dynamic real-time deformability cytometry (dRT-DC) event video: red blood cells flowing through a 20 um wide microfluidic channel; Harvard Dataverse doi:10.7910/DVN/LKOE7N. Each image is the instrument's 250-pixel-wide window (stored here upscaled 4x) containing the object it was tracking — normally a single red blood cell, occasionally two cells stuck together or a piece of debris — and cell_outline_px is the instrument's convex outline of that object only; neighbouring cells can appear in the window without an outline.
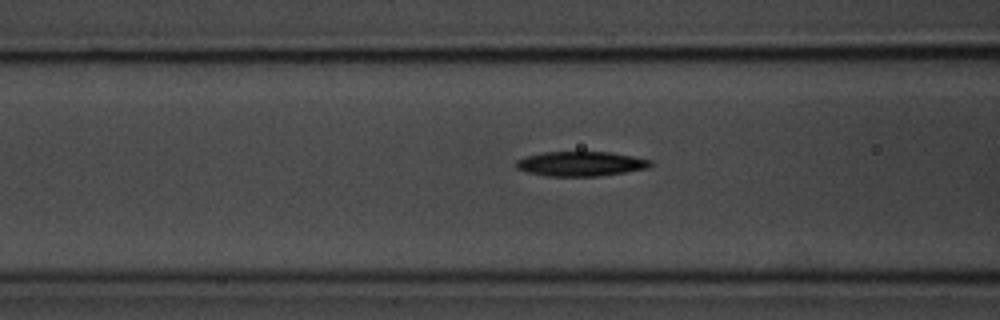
{"species": "common noctule bat (a hibernating species)", "species_latin": "Nyctalus noctula", "temperature_condition": "room temperature", "stored_images_in_passage": 39, "camera_frame_rate_fps": 3000, "um_per_image_px": 0.085, "animal": {"sex": "male", "body_mass_g": 20.1, "forearm_length_mm": 53.5}, "frame": {"image": 1, "passage_image": 16, "time_ms": 5.0, "image_size_px": [1000, 320], "cell_outline_px": [[652, 164], [648, 168], [624, 172], [596, 176], [548, 176], [528, 172], [516, 168], [516, 160], [524, 156], [544, 152], [612, 152], [652, 160]], "centroid_in_image_um": [49.35, 13.91], "position_along_channel_um": 117.2, "area_um2": 19.25}}
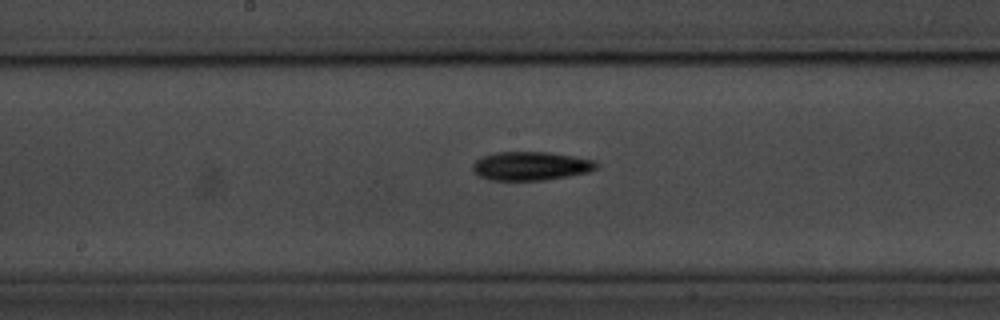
{"frame": {"image": 2, "passage_image": 23, "time_ms": 7.333, "image_size_px": [1000, 320], "cell_outline_px": [[600, 164], [596, 168], [588, 172], [568, 176], [544, 180], [492, 180], [480, 176], [472, 168], [472, 164], [480, 156], [496, 152], [548, 152], [596, 160]], "centroid_in_image_um": [45.13, 14.1], "position_along_channel_um": 203.1, "area_um2": 20.69}}
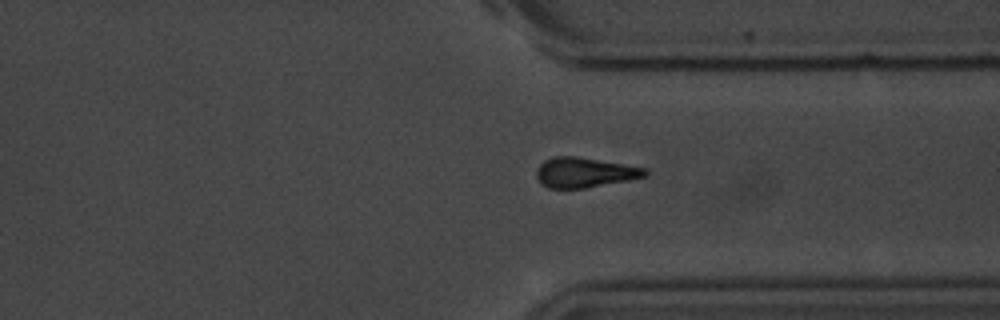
{"frame": {"image": 3, "passage_image": 36, "time_ms": 11.667, "image_size_px": [1000, 320], "cell_outline_px": [[648, 176], [628, 180], [584, 188], [548, 188], [540, 184], [536, 176], [536, 168], [544, 160], [552, 156], [576, 156], [648, 168]], "centroid_in_image_um": [49.67, 14.65], "position_along_channel_um": 361.7, "area_um2": 19.13}}